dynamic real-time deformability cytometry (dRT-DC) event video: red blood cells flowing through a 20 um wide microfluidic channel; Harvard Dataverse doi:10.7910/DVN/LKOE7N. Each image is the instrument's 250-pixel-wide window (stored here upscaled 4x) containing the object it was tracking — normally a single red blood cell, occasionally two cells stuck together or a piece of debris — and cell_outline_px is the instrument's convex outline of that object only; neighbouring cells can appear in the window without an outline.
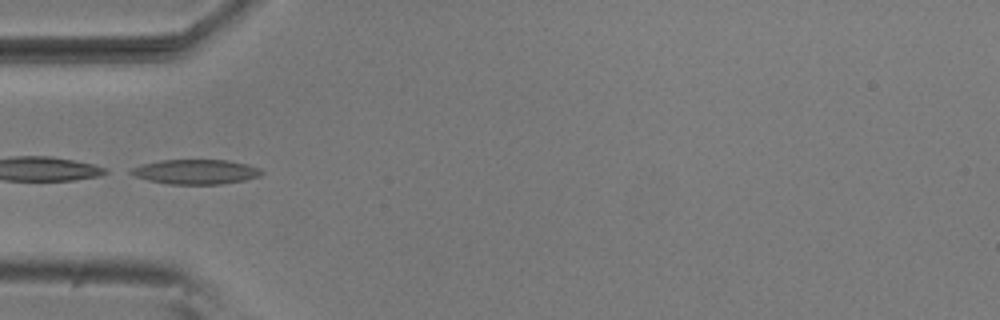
{"species": "common noctule bat (a hibernating species)", "species_latin": "Nyctalus noctula", "temperature_condition": "room temperature", "stored_images_in_passage": 5, "camera_frame_rate_fps": 3000, "um_per_image_px": 0.085, "animal": {"sex": "male", "body_mass_g": 20.5, "forearm_length_mm": 52.5}, "frame": {"image": 1, "passage_image": 3, "time_ms": 0.667, "image_size_px": [1000, 320], "cell_outline_px": [[264, 172], [260, 176], [244, 180], [220, 184], [168, 184], [148, 180], [136, 176], [128, 172], [132, 168], [144, 164], [160, 160], [228, 160], [260, 168]], "centroid_in_image_um": [16.65, 14.6], "position_along_channel_um": 68.4, "area_um2": 18.61}}
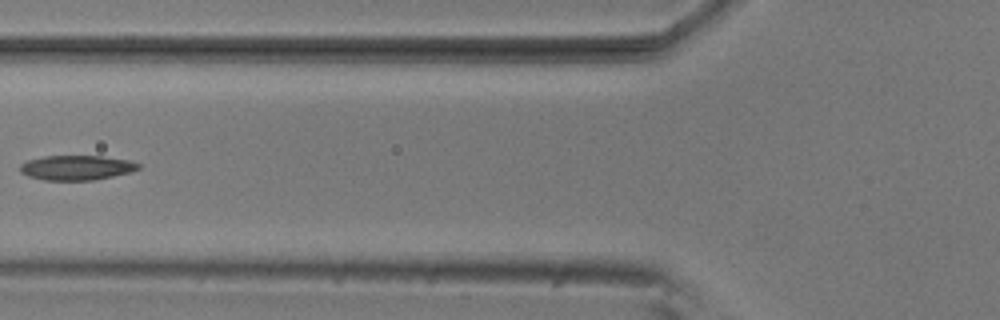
{"frame": {"image": 2, "passage_image": 4, "time_ms": 1.0, "image_size_px": [1000, 320], "cell_outline_px": [[140, 168], [132, 172], [96, 180], [44, 180], [28, 176], [20, 172], [20, 164], [28, 160], [44, 156], [100, 156], [128, 160], [140, 164]], "centroid_in_image_um": [6.51, 14.26], "position_along_channel_um": 119.3, "area_um2": 17.11}}
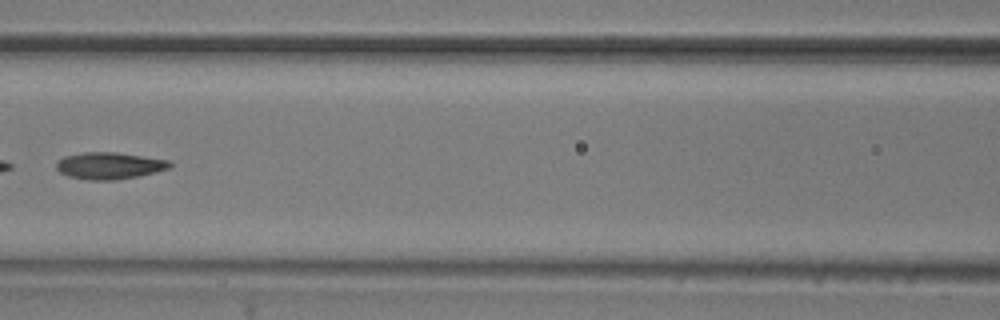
{"frame": {"image": 3, "passage_image": 5, "time_ms": 1.333, "image_size_px": [1000, 320], "cell_outline_px": [[172, 164], [168, 168], [156, 172], [116, 180], [88, 180], [68, 176], [60, 172], [56, 168], [56, 160], [64, 156], [84, 152], [116, 152], [168, 160]], "centroid_in_image_um": [9.24, 14.08], "position_along_channel_um": 157.4, "area_um2": 17.69}}